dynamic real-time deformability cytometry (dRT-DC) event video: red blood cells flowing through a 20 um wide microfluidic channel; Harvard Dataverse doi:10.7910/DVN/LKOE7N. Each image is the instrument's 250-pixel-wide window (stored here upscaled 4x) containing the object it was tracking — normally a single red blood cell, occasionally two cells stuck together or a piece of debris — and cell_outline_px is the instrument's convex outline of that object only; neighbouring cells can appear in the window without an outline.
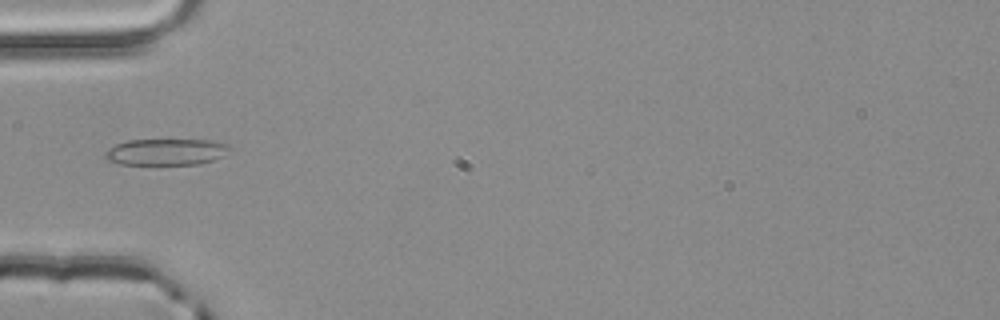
{"species": "common noctule bat (a hibernating species)", "species_latin": "Nyctalus noctula", "temperature_condition": "room temperature", "stored_images_in_passage": 3, "camera_frame_rate_fps": 3000, "um_per_image_px": 0.085, "animal": {"sex": "male", "body_mass_g": 20.4}, "frame": {"image": 1, "passage_image": 3, "time_ms": 0.667, "image_size_px": [1000, 320], "cell_outline_px": [[232, 148], [224, 156], [200, 164], [120, 164], [108, 160], [104, 156], [104, 152], [116, 144], [128, 140], [212, 140], [228, 144]], "centroid_in_image_um": [14.15, 12.91], "position_along_channel_um": 70.8, "area_um2": 19.19}}